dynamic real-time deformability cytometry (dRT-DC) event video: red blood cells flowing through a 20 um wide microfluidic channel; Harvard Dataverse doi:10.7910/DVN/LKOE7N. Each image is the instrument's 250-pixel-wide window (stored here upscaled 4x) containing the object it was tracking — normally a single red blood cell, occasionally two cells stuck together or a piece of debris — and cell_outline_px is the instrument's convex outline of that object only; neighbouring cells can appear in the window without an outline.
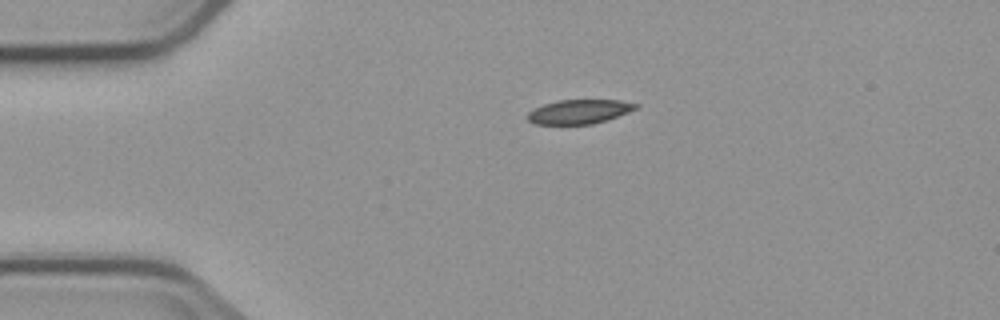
{"species": "common noctule bat (a hibernating species)", "species_latin": "Nyctalus noctula", "temperature_condition": "cold", "stored_images_in_passage": 3, "segment_of_instrument_passage": [1, 2], "camera_frame_rate_fps": 3000, "um_per_image_px": 0.085, "animal": {"sex": "male", "body_mass_g": 23.1, "forearm_length_mm": 52.7}, "frame": {"image": 1, "passage_image": 1, "time_ms": 0.0, "image_size_px": [1000, 320], "cell_outline_px": [[640, 104], [636, 108], [628, 112], [608, 120], [592, 124], [532, 124], [528, 120], [528, 112], [544, 104], [556, 100], [620, 100]], "centroid_in_image_um": [49.24, 9.49], "position_along_channel_um": 35.8, "area_um2": 15.26}}